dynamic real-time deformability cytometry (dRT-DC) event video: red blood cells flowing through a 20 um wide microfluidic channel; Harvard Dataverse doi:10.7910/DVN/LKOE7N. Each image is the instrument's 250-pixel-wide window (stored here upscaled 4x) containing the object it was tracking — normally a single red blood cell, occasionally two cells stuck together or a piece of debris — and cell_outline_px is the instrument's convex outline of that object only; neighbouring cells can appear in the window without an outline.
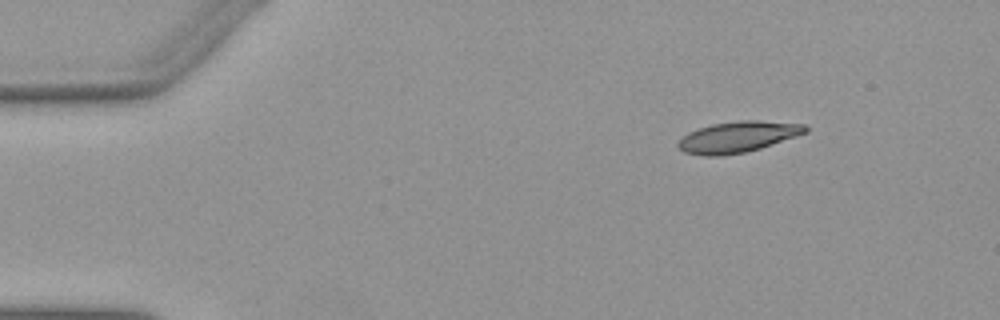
{"species": "Egyptian fruit bat (a non-hibernating species)", "species_latin": "Rousettus aegyptiacus", "temperature_condition": "warm", "stored_images_in_passage": 46, "camera_frame_rate_fps": 3000, "um_per_image_px": 0.085, "animal": {"sex": "female"}, "frame": {"image": 1, "passage_image": 1, "time_ms": 0.0, "image_size_px": [1000, 320], "cell_outline_px": [[808, 132], [760, 148], [744, 152], [720, 156], [700, 156], [684, 152], [676, 144], [688, 132], [712, 124], [740, 120], [756, 120], [804, 124], [808, 128]], "centroid_in_image_um": [62.7, 11.64], "position_along_channel_um": 22.3, "area_um2": 22.83}}
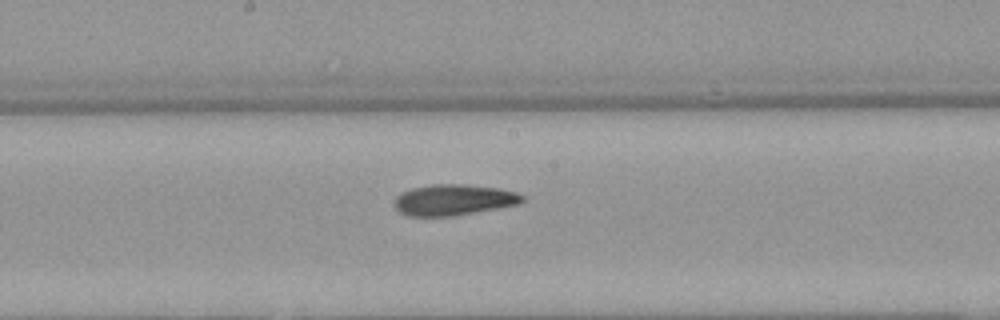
{"frame": {"image": 2, "passage_image": 22, "time_ms": 7.0, "image_size_px": [1000, 320], "cell_outline_px": [[524, 200], [520, 204], [456, 216], [408, 216], [400, 212], [392, 204], [392, 200], [400, 192], [412, 188], [432, 184], [464, 184], [500, 188], [516, 192], [524, 196]], "centroid_in_image_um": [38.54, 16.99], "position_along_channel_um": 209.7, "area_um2": 23.47}}
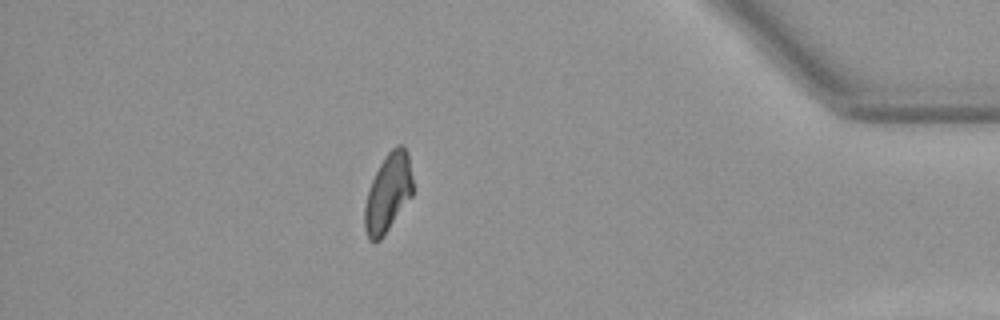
{"frame": {"image": 3, "passage_image": 40, "time_ms": 13.0, "image_size_px": [1000, 320], "cell_outline_px": [[412, 196], [384, 236], [380, 240], [368, 240], [364, 228], [364, 208], [368, 192], [372, 180], [384, 156], [396, 144], [404, 144], [408, 152], [412, 176]], "centroid_in_image_um": [32.99, 16.38], "position_along_channel_um": 402.2, "area_um2": 22.08}, "authors_computed_cell_mechanics": {"area_um2": 22.9177, "velocity_mm_per_s": 3.9074, "shape_relaxation_time_tau1_ms": 7.5711, "shape_relaxation_time_tau2_ms": 6.6057, "deformation_change_tau1": 0.224, "deformation_change_tau2": 0.1692}}